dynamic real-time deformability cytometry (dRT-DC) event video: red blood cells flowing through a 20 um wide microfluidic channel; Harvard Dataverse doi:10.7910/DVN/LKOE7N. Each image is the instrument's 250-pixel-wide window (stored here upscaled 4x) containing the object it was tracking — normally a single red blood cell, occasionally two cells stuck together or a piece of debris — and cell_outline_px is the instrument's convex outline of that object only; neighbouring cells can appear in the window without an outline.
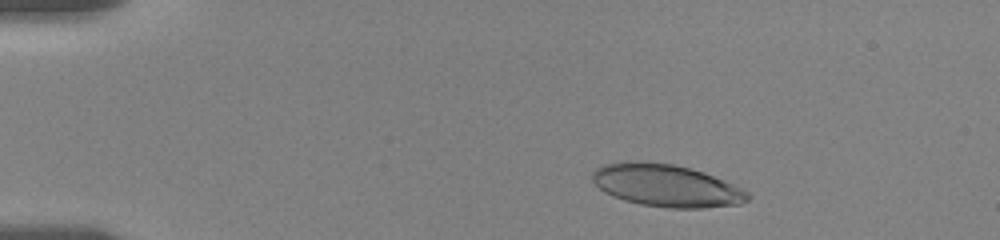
{"species": "human", "species_latin": "Homo sapiens", "temperature_condition": "room temperature", "stored_images_in_passage": 28, "camera_frame_rate_fps": 3000, "um_per_image_px": 0.085, "donor": {"sex": "female"}, "frame": {"image": 1, "passage_image": 3, "time_ms": 1.667, "image_size_px": [1000, 240], "cell_outline_px": [[752, 196], [748, 200], [740, 204], [704, 208], [668, 208], [640, 204], [624, 200], [612, 196], [604, 192], [592, 180], [592, 172], [596, 168], [604, 164], [628, 160], [640, 160], [672, 164], [692, 168], [704, 172], [724, 180], [748, 192]], "centroid_in_image_um": [56.62, 15.76], "position_along_channel_um": 28.4, "area_um2": 38.67}}
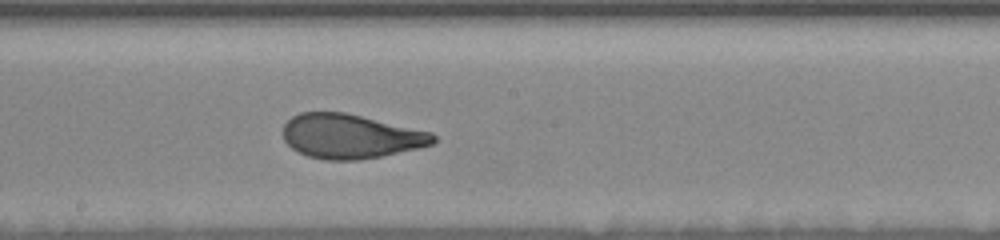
{"frame": {"image": 2, "passage_image": 17, "time_ms": 9.0, "image_size_px": [1000, 240], "cell_outline_px": [[436, 140], [432, 144], [416, 148], [380, 156], [356, 160], [324, 160], [308, 156], [296, 152], [284, 140], [284, 124], [292, 116], [300, 112], [344, 112], [432, 132], [436, 136]], "centroid_in_image_um": [29.76, 11.58], "position_along_channel_um": 218.4, "area_um2": 38.61}}
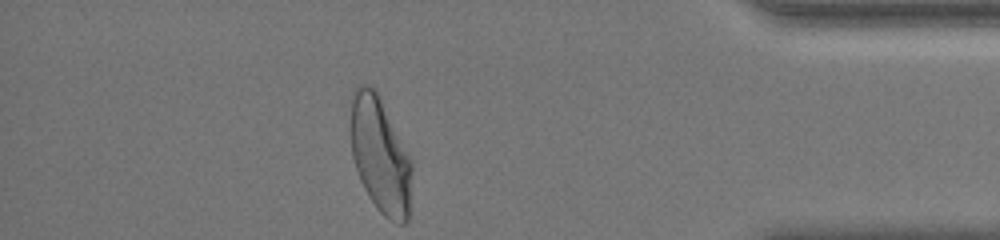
{"frame": {"image": 3, "passage_image": 28, "time_ms": 15.0, "image_size_px": [1000, 240], "cell_outline_px": [[412, 168], [408, 220], [404, 224], [396, 224], [388, 220], [376, 208], [368, 196], [360, 180], [352, 156], [348, 100], [356, 84], [368, 84], [376, 92], [412, 160]], "centroid_in_image_um": [32.27, 13.18], "position_along_channel_um": 402.9, "area_um2": 41.85}, "authors_computed_cell_mechanics": {"area_um2": 39.0728, "velocity_mm_per_s": 3.5997, "shape_relaxation_time_tau1_ms": 4.4692, "shape_relaxation_time_tau2_ms": 0.7491, "deformation_change_tau1": 0.1681, "deformation_change_tau2": 0.0652}}